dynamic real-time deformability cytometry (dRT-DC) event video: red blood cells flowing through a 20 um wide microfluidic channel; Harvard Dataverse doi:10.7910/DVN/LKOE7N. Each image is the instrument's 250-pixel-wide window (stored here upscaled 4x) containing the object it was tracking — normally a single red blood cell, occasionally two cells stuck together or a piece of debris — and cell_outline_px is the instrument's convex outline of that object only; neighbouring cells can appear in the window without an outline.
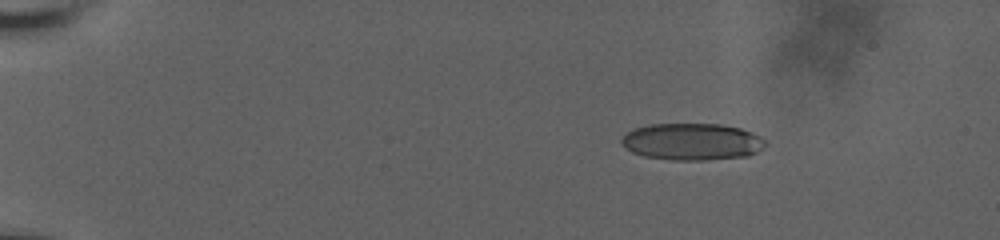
{"species": "human", "species_latin": "Homo sapiens", "temperature_condition": "room temperature", "stored_images_in_passage": 9, "camera_frame_rate_fps": 3000, "um_per_image_px": 0.085, "donor": {"sex": "male"}, "frame": {"image": 1, "passage_image": 1, "time_ms": 0.0, "image_size_px": [1000, 240], "cell_outline_px": [[764, 144], [756, 152], [748, 156], [704, 160], [672, 160], [644, 156], [632, 152], [620, 140], [632, 128], [652, 124], [720, 124], [740, 128], [752, 132], [760, 136], [764, 140]], "centroid_in_image_um": [58.82, 12.04], "position_along_channel_um": 26.2, "area_um2": 30.69}}
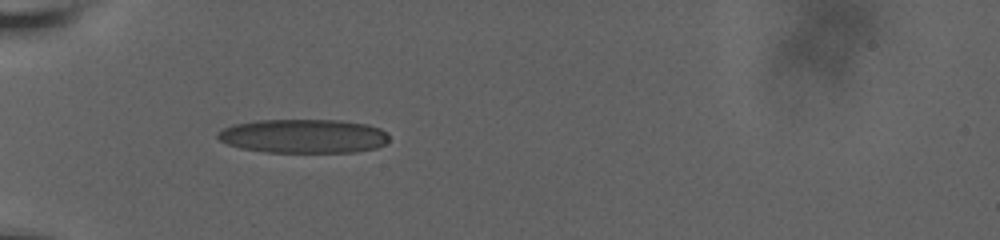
{"frame": {"image": 2, "passage_image": 7, "time_ms": 3.667, "image_size_px": [1000, 240], "cell_outline_px": [[388, 140], [384, 144], [376, 148], [356, 152], [268, 152], [240, 148], [228, 144], [220, 140], [216, 136], [224, 128], [232, 124], [256, 120], [340, 120], [368, 124], [380, 128], [388, 136]], "centroid_in_image_um": [25.8, 11.56], "position_along_channel_um": 59.2, "area_um2": 33.93}}
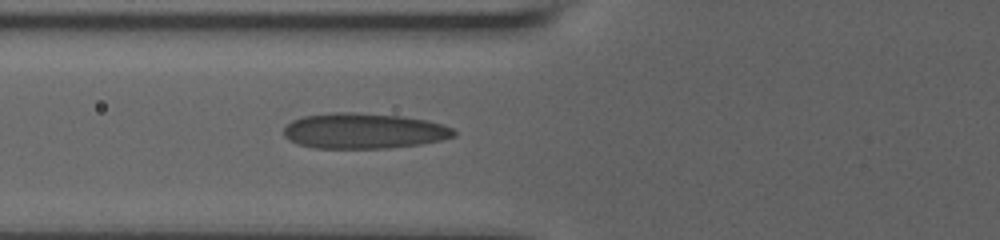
{"frame": {"image": 3, "passage_image": 9, "time_ms": 5.0, "image_size_px": [1000, 240], "cell_outline_px": [[456, 136], [440, 140], [420, 144], [388, 148], [316, 148], [300, 144], [284, 136], [284, 128], [292, 120], [304, 116], [332, 112], [356, 112], [400, 116], [428, 120], [452, 128], [456, 132]], "centroid_in_image_um": [30.93, 11.12], "position_along_channel_um": 94.9, "area_um2": 35.03}}